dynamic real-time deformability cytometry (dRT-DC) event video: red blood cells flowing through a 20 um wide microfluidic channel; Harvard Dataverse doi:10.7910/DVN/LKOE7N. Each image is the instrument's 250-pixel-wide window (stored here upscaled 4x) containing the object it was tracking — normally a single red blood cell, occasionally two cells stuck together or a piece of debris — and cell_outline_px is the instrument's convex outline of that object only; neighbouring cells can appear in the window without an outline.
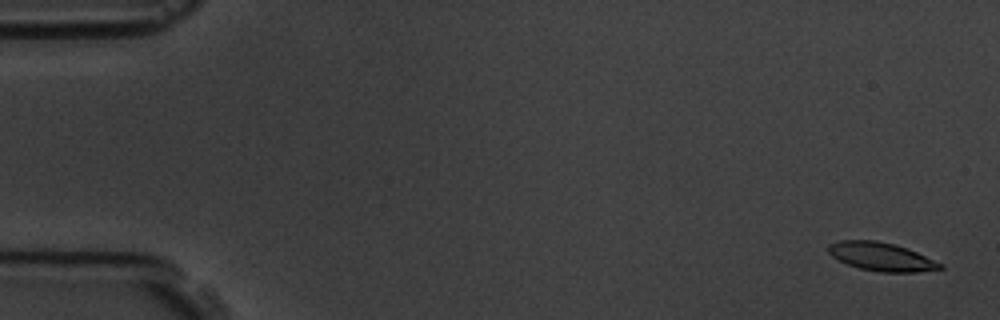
{"species": "common noctule bat (a hibernating species)", "species_latin": "Nyctalus noctula", "temperature_condition": "room temperature", "stored_images_in_passage": 6, "camera_frame_rate_fps": 3000, "um_per_image_px": 0.085, "animal": {"sex": "male", "body_mass_g": 19.5, "forearm_length_mm": 54.6}, "frame": {"image": 1, "passage_image": 1, "time_ms": 0.0, "image_size_px": [1000, 320], "cell_outline_px": [[944, 268], [916, 272], [880, 272], [860, 268], [848, 264], [832, 256], [828, 252], [828, 244], [840, 240], [876, 240], [896, 244], [916, 252], [944, 264]], "centroid_in_image_um": [74.92, 21.81], "position_along_channel_um": 10.1, "area_um2": 18.44}}
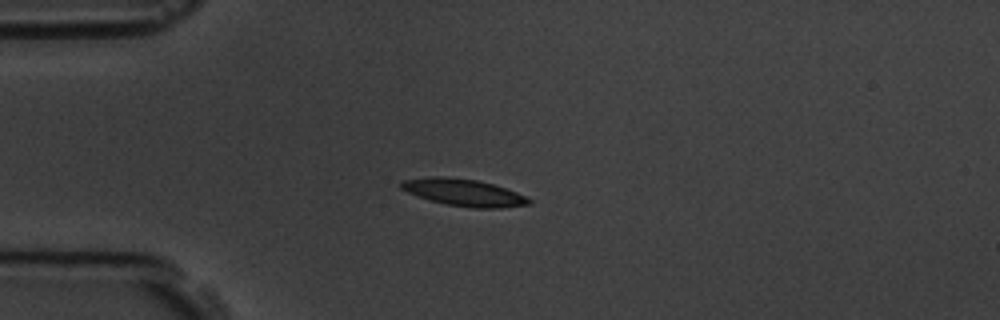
{"frame": {"image": 2, "passage_image": 4, "time_ms": 4.333, "image_size_px": [1000, 320], "cell_outline_px": [[532, 204], [500, 208], [472, 208], [444, 204], [408, 192], [400, 188], [400, 184], [404, 180], [428, 176], [444, 176], [476, 180], [492, 184], [516, 192], [532, 200]], "centroid_in_image_um": [39.43, 16.36], "position_along_channel_um": 45.6, "area_um2": 19.94}}
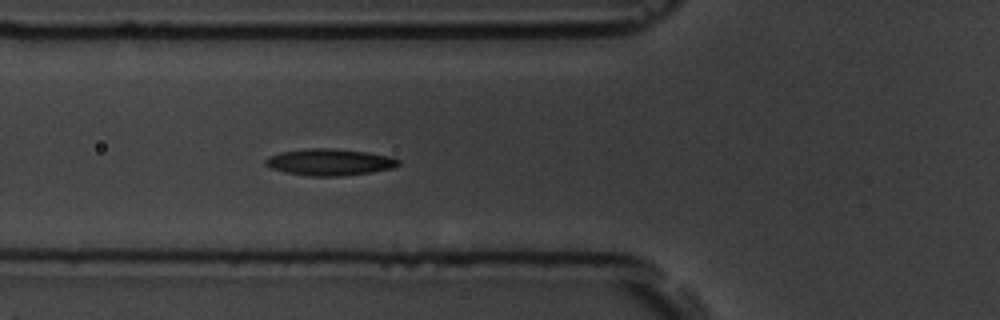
{"frame": {"image": 3, "passage_image": 6, "time_ms": 6.333, "image_size_px": [1000, 320], "cell_outline_px": [[400, 164], [392, 168], [368, 172], [340, 176], [308, 176], [284, 172], [272, 168], [264, 164], [264, 160], [268, 156], [280, 152], [308, 148], [332, 148], [368, 152], [392, 156], [400, 160]], "centroid_in_image_um": [28.0, 13.77], "position_along_channel_um": 97.8, "area_um2": 20.69}}